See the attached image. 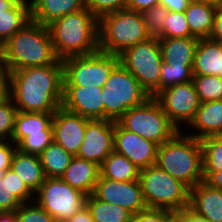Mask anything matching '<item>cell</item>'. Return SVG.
Returning a JSON list of instances; mask_svg holds the SVG:
<instances>
[{
  "mask_svg": "<svg viewBox=\"0 0 222 222\" xmlns=\"http://www.w3.org/2000/svg\"><path fill=\"white\" fill-rule=\"evenodd\" d=\"M16 149L17 146L11 140L0 141V170L10 169Z\"/></svg>",
  "mask_w": 222,
  "mask_h": 222,
  "instance_id": "obj_42",
  "label": "cell"
},
{
  "mask_svg": "<svg viewBox=\"0 0 222 222\" xmlns=\"http://www.w3.org/2000/svg\"><path fill=\"white\" fill-rule=\"evenodd\" d=\"M93 195L103 202L121 206L133 215L147 208L139 180L116 181L100 175Z\"/></svg>",
  "mask_w": 222,
  "mask_h": 222,
  "instance_id": "obj_13",
  "label": "cell"
},
{
  "mask_svg": "<svg viewBox=\"0 0 222 222\" xmlns=\"http://www.w3.org/2000/svg\"><path fill=\"white\" fill-rule=\"evenodd\" d=\"M117 123L127 131L136 133L158 146L170 140L179 131L154 97H150L140 106L128 109Z\"/></svg>",
  "mask_w": 222,
  "mask_h": 222,
  "instance_id": "obj_8",
  "label": "cell"
},
{
  "mask_svg": "<svg viewBox=\"0 0 222 222\" xmlns=\"http://www.w3.org/2000/svg\"><path fill=\"white\" fill-rule=\"evenodd\" d=\"M23 180L27 188L35 194L46 176L38 155L26 154L16 149L10 167Z\"/></svg>",
  "mask_w": 222,
  "mask_h": 222,
  "instance_id": "obj_24",
  "label": "cell"
},
{
  "mask_svg": "<svg viewBox=\"0 0 222 222\" xmlns=\"http://www.w3.org/2000/svg\"><path fill=\"white\" fill-rule=\"evenodd\" d=\"M149 38L141 12L126 8L98 20V50L101 52L119 55Z\"/></svg>",
  "mask_w": 222,
  "mask_h": 222,
  "instance_id": "obj_5",
  "label": "cell"
},
{
  "mask_svg": "<svg viewBox=\"0 0 222 222\" xmlns=\"http://www.w3.org/2000/svg\"><path fill=\"white\" fill-rule=\"evenodd\" d=\"M9 97V72L0 66V103Z\"/></svg>",
  "mask_w": 222,
  "mask_h": 222,
  "instance_id": "obj_46",
  "label": "cell"
},
{
  "mask_svg": "<svg viewBox=\"0 0 222 222\" xmlns=\"http://www.w3.org/2000/svg\"><path fill=\"white\" fill-rule=\"evenodd\" d=\"M194 37L189 29L184 12L168 11L163 20V31L160 38Z\"/></svg>",
  "mask_w": 222,
  "mask_h": 222,
  "instance_id": "obj_35",
  "label": "cell"
},
{
  "mask_svg": "<svg viewBox=\"0 0 222 222\" xmlns=\"http://www.w3.org/2000/svg\"><path fill=\"white\" fill-rule=\"evenodd\" d=\"M118 56L119 63L139 81L151 97H154L159 92L163 62L158 38H149L128 47Z\"/></svg>",
  "mask_w": 222,
  "mask_h": 222,
  "instance_id": "obj_9",
  "label": "cell"
},
{
  "mask_svg": "<svg viewBox=\"0 0 222 222\" xmlns=\"http://www.w3.org/2000/svg\"><path fill=\"white\" fill-rule=\"evenodd\" d=\"M86 197L61 178L46 177L34 194V201L54 219L68 220L86 205Z\"/></svg>",
  "mask_w": 222,
  "mask_h": 222,
  "instance_id": "obj_11",
  "label": "cell"
},
{
  "mask_svg": "<svg viewBox=\"0 0 222 222\" xmlns=\"http://www.w3.org/2000/svg\"><path fill=\"white\" fill-rule=\"evenodd\" d=\"M140 170L125 156L113 151L102 162L100 175L116 181L139 180Z\"/></svg>",
  "mask_w": 222,
  "mask_h": 222,
  "instance_id": "obj_28",
  "label": "cell"
},
{
  "mask_svg": "<svg viewBox=\"0 0 222 222\" xmlns=\"http://www.w3.org/2000/svg\"><path fill=\"white\" fill-rule=\"evenodd\" d=\"M158 41L164 62L169 65H193L198 38H158Z\"/></svg>",
  "mask_w": 222,
  "mask_h": 222,
  "instance_id": "obj_25",
  "label": "cell"
},
{
  "mask_svg": "<svg viewBox=\"0 0 222 222\" xmlns=\"http://www.w3.org/2000/svg\"><path fill=\"white\" fill-rule=\"evenodd\" d=\"M168 13V9L157 4L141 12L146 26L147 34L151 38H160L163 31V20Z\"/></svg>",
  "mask_w": 222,
  "mask_h": 222,
  "instance_id": "obj_37",
  "label": "cell"
},
{
  "mask_svg": "<svg viewBox=\"0 0 222 222\" xmlns=\"http://www.w3.org/2000/svg\"><path fill=\"white\" fill-rule=\"evenodd\" d=\"M53 140V131H41L28 134L16 146L23 153L39 156Z\"/></svg>",
  "mask_w": 222,
  "mask_h": 222,
  "instance_id": "obj_36",
  "label": "cell"
},
{
  "mask_svg": "<svg viewBox=\"0 0 222 222\" xmlns=\"http://www.w3.org/2000/svg\"><path fill=\"white\" fill-rule=\"evenodd\" d=\"M53 114L54 113L17 111L11 141L17 145L28 134L41 133V131H53Z\"/></svg>",
  "mask_w": 222,
  "mask_h": 222,
  "instance_id": "obj_27",
  "label": "cell"
},
{
  "mask_svg": "<svg viewBox=\"0 0 222 222\" xmlns=\"http://www.w3.org/2000/svg\"><path fill=\"white\" fill-rule=\"evenodd\" d=\"M172 213L166 209L146 208L135 213L131 222H164Z\"/></svg>",
  "mask_w": 222,
  "mask_h": 222,
  "instance_id": "obj_41",
  "label": "cell"
},
{
  "mask_svg": "<svg viewBox=\"0 0 222 222\" xmlns=\"http://www.w3.org/2000/svg\"><path fill=\"white\" fill-rule=\"evenodd\" d=\"M99 176L100 166L98 164L74 156L60 178L72 188L89 196L93 194Z\"/></svg>",
  "mask_w": 222,
  "mask_h": 222,
  "instance_id": "obj_20",
  "label": "cell"
},
{
  "mask_svg": "<svg viewBox=\"0 0 222 222\" xmlns=\"http://www.w3.org/2000/svg\"><path fill=\"white\" fill-rule=\"evenodd\" d=\"M34 201V194L11 168L0 179V212L16 211L22 203Z\"/></svg>",
  "mask_w": 222,
  "mask_h": 222,
  "instance_id": "obj_21",
  "label": "cell"
},
{
  "mask_svg": "<svg viewBox=\"0 0 222 222\" xmlns=\"http://www.w3.org/2000/svg\"><path fill=\"white\" fill-rule=\"evenodd\" d=\"M48 29L60 60L98 51V19L86 7L53 21Z\"/></svg>",
  "mask_w": 222,
  "mask_h": 222,
  "instance_id": "obj_2",
  "label": "cell"
},
{
  "mask_svg": "<svg viewBox=\"0 0 222 222\" xmlns=\"http://www.w3.org/2000/svg\"><path fill=\"white\" fill-rule=\"evenodd\" d=\"M57 60L48 26L33 20L4 43V67L8 72L50 65Z\"/></svg>",
  "mask_w": 222,
  "mask_h": 222,
  "instance_id": "obj_3",
  "label": "cell"
},
{
  "mask_svg": "<svg viewBox=\"0 0 222 222\" xmlns=\"http://www.w3.org/2000/svg\"><path fill=\"white\" fill-rule=\"evenodd\" d=\"M87 120L81 115L60 107L54 112L52 118L54 141L68 153L76 156L84 139Z\"/></svg>",
  "mask_w": 222,
  "mask_h": 222,
  "instance_id": "obj_17",
  "label": "cell"
},
{
  "mask_svg": "<svg viewBox=\"0 0 222 222\" xmlns=\"http://www.w3.org/2000/svg\"><path fill=\"white\" fill-rule=\"evenodd\" d=\"M69 222H94V219L92 217V214L85 205L82 207L75 215H73L70 219H68Z\"/></svg>",
  "mask_w": 222,
  "mask_h": 222,
  "instance_id": "obj_48",
  "label": "cell"
},
{
  "mask_svg": "<svg viewBox=\"0 0 222 222\" xmlns=\"http://www.w3.org/2000/svg\"><path fill=\"white\" fill-rule=\"evenodd\" d=\"M202 145L203 181L212 173L222 170V142L215 136L200 140Z\"/></svg>",
  "mask_w": 222,
  "mask_h": 222,
  "instance_id": "obj_32",
  "label": "cell"
},
{
  "mask_svg": "<svg viewBox=\"0 0 222 222\" xmlns=\"http://www.w3.org/2000/svg\"><path fill=\"white\" fill-rule=\"evenodd\" d=\"M164 222H181L180 218L173 212Z\"/></svg>",
  "mask_w": 222,
  "mask_h": 222,
  "instance_id": "obj_54",
  "label": "cell"
},
{
  "mask_svg": "<svg viewBox=\"0 0 222 222\" xmlns=\"http://www.w3.org/2000/svg\"><path fill=\"white\" fill-rule=\"evenodd\" d=\"M128 0H85V7L99 20L102 16L127 8Z\"/></svg>",
  "mask_w": 222,
  "mask_h": 222,
  "instance_id": "obj_40",
  "label": "cell"
},
{
  "mask_svg": "<svg viewBox=\"0 0 222 222\" xmlns=\"http://www.w3.org/2000/svg\"><path fill=\"white\" fill-rule=\"evenodd\" d=\"M53 217L35 201L22 203L16 210V222H51Z\"/></svg>",
  "mask_w": 222,
  "mask_h": 222,
  "instance_id": "obj_39",
  "label": "cell"
},
{
  "mask_svg": "<svg viewBox=\"0 0 222 222\" xmlns=\"http://www.w3.org/2000/svg\"><path fill=\"white\" fill-rule=\"evenodd\" d=\"M189 207L211 222H222V190L197 183L190 188Z\"/></svg>",
  "mask_w": 222,
  "mask_h": 222,
  "instance_id": "obj_18",
  "label": "cell"
},
{
  "mask_svg": "<svg viewBox=\"0 0 222 222\" xmlns=\"http://www.w3.org/2000/svg\"><path fill=\"white\" fill-rule=\"evenodd\" d=\"M204 182L210 187L222 190V170L218 172H212Z\"/></svg>",
  "mask_w": 222,
  "mask_h": 222,
  "instance_id": "obj_49",
  "label": "cell"
},
{
  "mask_svg": "<svg viewBox=\"0 0 222 222\" xmlns=\"http://www.w3.org/2000/svg\"><path fill=\"white\" fill-rule=\"evenodd\" d=\"M192 0H159L160 5L164 6L168 11L184 12Z\"/></svg>",
  "mask_w": 222,
  "mask_h": 222,
  "instance_id": "obj_45",
  "label": "cell"
},
{
  "mask_svg": "<svg viewBox=\"0 0 222 222\" xmlns=\"http://www.w3.org/2000/svg\"><path fill=\"white\" fill-rule=\"evenodd\" d=\"M158 145L114 122V151L128 158L140 171L155 165Z\"/></svg>",
  "mask_w": 222,
  "mask_h": 222,
  "instance_id": "obj_15",
  "label": "cell"
},
{
  "mask_svg": "<svg viewBox=\"0 0 222 222\" xmlns=\"http://www.w3.org/2000/svg\"><path fill=\"white\" fill-rule=\"evenodd\" d=\"M94 222H131L133 214L116 204H110L97 199L93 194L86 197Z\"/></svg>",
  "mask_w": 222,
  "mask_h": 222,
  "instance_id": "obj_30",
  "label": "cell"
},
{
  "mask_svg": "<svg viewBox=\"0 0 222 222\" xmlns=\"http://www.w3.org/2000/svg\"><path fill=\"white\" fill-rule=\"evenodd\" d=\"M6 170H0V179H3L4 173Z\"/></svg>",
  "mask_w": 222,
  "mask_h": 222,
  "instance_id": "obj_57",
  "label": "cell"
},
{
  "mask_svg": "<svg viewBox=\"0 0 222 222\" xmlns=\"http://www.w3.org/2000/svg\"><path fill=\"white\" fill-rule=\"evenodd\" d=\"M39 157L45 176L60 178L74 156L53 140Z\"/></svg>",
  "mask_w": 222,
  "mask_h": 222,
  "instance_id": "obj_29",
  "label": "cell"
},
{
  "mask_svg": "<svg viewBox=\"0 0 222 222\" xmlns=\"http://www.w3.org/2000/svg\"><path fill=\"white\" fill-rule=\"evenodd\" d=\"M192 82L201 103L222 100V77L193 75Z\"/></svg>",
  "mask_w": 222,
  "mask_h": 222,
  "instance_id": "obj_33",
  "label": "cell"
},
{
  "mask_svg": "<svg viewBox=\"0 0 222 222\" xmlns=\"http://www.w3.org/2000/svg\"><path fill=\"white\" fill-rule=\"evenodd\" d=\"M188 126L196 129L197 133L187 135L196 139L215 136L222 130V100L201 103Z\"/></svg>",
  "mask_w": 222,
  "mask_h": 222,
  "instance_id": "obj_23",
  "label": "cell"
},
{
  "mask_svg": "<svg viewBox=\"0 0 222 222\" xmlns=\"http://www.w3.org/2000/svg\"><path fill=\"white\" fill-rule=\"evenodd\" d=\"M51 222H69L68 220H64V219H52Z\"/></svg>",
  "mask_w": 222,
  "mask_h": 222,
  "instance_id": "obj_56",
  "label": "cell"
},
{
  "mask_svg": "<svg viewBox=\"0 0 222 222\" xmlns=\"http://www.w3.org/2000/svg\"><path fill=\"white\" fill-rule=\"evenodd\" d=\"M154 98L169 120L181 131L190 124L201 104L192 81L172 85L159 91Z\"/></svg>",
  "mask_w": 222,
  "mask_h": 222,
  "instance_id": "obj_12",
  "label": "cell"
},
{
  "mask_svg": "<svg viewBox=\"0 0 222 222\" xmlns=\"http://www.w3.org/2000/svg\"><path fill=\"white\" fill-rule=\"evenodd\" d=\"M103 87L63 86L62 107L74 114L104 119Z\"/></svg>",
  "mask_w": 222,
  "mask_h": 222,
  "instance_id": "obj_16",
  "label": "cell"
},
{
  "mask_svg": "<svg viewBox=\"0 0 222 222\" xmlns=\"http://www.w3.org/2000/svg\"><path fill=\"white\" fill-rule=\"evenodd\" d=\"M30 20L29 0H20L9 15H0V40L5 43Z\"/></svg>",
  "mask_w": 222,
  "mask_h": 222,
  "instance_id": "obj_31",
  "label": "cell"
},
{
  "mask_svg": "<svg viewBox=\"0 0 222 222\" xmlns=\"http://www.w3.org/2000/svg\"><path fill=\"white\" fill-rule=\"evenodd\" d=\"M215 137H216L220 142H222V130L219 131V132L215 135Z\"/></svg>",
  "mask_w": 222,
  "mask_h": 222,
  "instance_id": "obj_55",
  "label": "cell"
},
{
  "mask_svg": "<svg viewBox=\"0 0 222 222\" xmlns=\"http://www.w3.org/2000/svg\"><path fill=\"white\" fill-rule=\"evenodd\" d=\"M193 75L222 77V43L199 39L192 66Z\"/></svg>",
  "mask_w": 222,
  "mask_h": 222,
  "instance_id": "obj_22",
  "label": "cell"
},
{
  "mask_svg": "<svg viewBox=\"0 0 222 222\" xmlns=\"http://www.w3.org/2000/svg\"><path fill=\"white\" fill-rule=\"evenodd\" d=\"M155 164L189 188L194 187L203 181L200 139L179 130L170 140L158 146Z\"/></svg>",
  "mask_w": 222,
  "mask_h": 222,
  "instance_id": "obj_4",
  "label": "cell"
},
{
  "mask_svg": "<svg viewBox=\"0 0 222 222\" xmlns=\"http://www.w3.org/2000/svg\"><path fill=\"white\" fill-rule=\"evenodd\" d=\"M113 151L114 121L88 119L84 139L76 156L101 166L102 162Z\"/></svg>",
  "mask_w": 222,
  "mask_h": 222,
  "instance_id": "obj_14",
  "label": "cell"
},
{
  "mask_svg": "<svg viewBox=\"0 0 222 222\" xmlns=\"http://www.w3.org/2000/svg\"><path fill=\"white\" fill-rule=\"evenodd\" d=\"M119 56L97 51L90 55L71 56L62 60L63 86L104 87Z\"/></svg>",
  "mask_w": 222,
  "mask_h": 222,
  "instance_id": "obj_10",
  "label": "cell"
},
{
  "mask_svg": "<svg viewBox=\"0 0 222 222\" xmlns=\"http://www.w3.org/2000/svg\"><path fill=\"white\" fill-rule=\"evenodd\" d=\"M203 3H209L215 5L216 7H222V0H194Z\"/></svg>",
  "mask_w": 222,
  "mask_h": 222,
  "instance_id": "obj_52",
  "label": "cell"
},
{
  "mask_svg": "<svg viewBox=\"0 0 222 222\" xmlns=\"http://www.w3.org/2000/svg\"><path fill=\"white\" fill-rule=\"evenodd\" d=\"M20 0H0V15H9L11 10Z\"/></svg>",
  "mask_w": 222,
  "mask_h": 222,
  "instance_id": "obj_50",
  "label": "cell"
},
{
  "mask_svg": "<svg viewBox=\"0 0 222 222\" xmlns=\"http://www.w3.org/2000/svg\"><path fill=\"white\" fill-rule=\"evenodd\" d=\"M17 107L13 100L8 97L0 103V140H11Z\"/></svg>",
  "mask_w": 222,
  "mask_h": 222,
  "instance_id": "obj_38",
  "label": "cell"
},
{
  "mask_svg": "<svg viewBox=\"0 0 222 222\" xmlns=\"http://www.w3.org/2000/svg\"><path fill=\"white\" fill-rule=\"evenodd\" d=\"M0 66H4V42L0 40Z\"/></svg>",
  "mask_w": 222,
  "mask_h": 222,
  "instance_id": "obj_53",
  "label": "cell"
},
{
  "mask_svg": "<svg viewBox=\"0 0 222 222\" xmlns=\"http://www.w3.org/2000/svg\"><path fill=\"white\" fill-rule=\"evenodd\" d=\"M218 7L192 0L184 11L191 34L198 39L209 38Z\"/></svg>",
  "mask_w": 222,
  "mask_h": 222,
  "instance_id": "obj_26",
  "label": "cell"
},
{
  "mask_svg": "<svg viewBox=\"0 0 222 222\" xmlns=\"http://www.w3.org/2000/svg\"><path fill=\"white\" fill-rule=\"evenodd\" d=\"M209 39L222 43V7H218Z\"/></svg>",
  "mask_w": 222,
  "mask_h": 222,
  "instance_id": "obj_44",
  "label": "cell"
},
{
  "mask_svg": "<svg viewBox=\"0 0 222 222\" xmlns=\"http://www.w3.org/2000/svg\"><path fill=\"white\" fill-rule=\"evenodd\" d=\"M84 8L85 0H29L31 20L44 26Z\"/></svg>",
  "mask_w": 222,
  "mask_h": 222,
  "instance_id": "obj_19",
  "label": "cell"
},
{
  "mask_svg": "<svg viewBox=\"0 0 222 222\" xmlns=\"http://www.w3.org/2000/svg\"><path fill=\"white\" fill-rule=\"evenodd\" d=\"M174 213L180 218L181 222H211L209 219L196 213L189 206L175 211Z\"/></svg>",
  "mask_w": 222,
  "mask_h": 222,
  "instance_id": "obj_43",
  "label": "cell"
},
{
  "mask_svg": "<svg viewBox=\"0 0 222 222\" xmlns=\"http://www.w3.org/2000/svg\"><path fill=\"white\" fill-rule=\"evenodd\" d=\"M158 3L159 0H128L127 9L142 12Z\"/></svg>",
  "mask_w": 222,
  "mask_h": 222,
  "instance_id": "obj_47",
  "label": "cell"
},
{
  "mask_svg": "<svg viewBox=\"0 0 222 222\" xmlns=\"http://www.w3.org/2000/svg\"><path fill=\"white\" fill-rule=\"evenodd\" d=\"M9 97L20 112L54 113L63 101L62 60L9 72Z\"/></svg>",
  "mask_w": 222,
  "mask_h": 222,
  "instance_id": "obj_1",
  "label": "cell"
},
{
  "mask_svg": "<svg viewBox=\"0 0 222 222\" xmlns=\"http://www.w3.org/2000/svg\"><path fill=\"white\" fill-rule=\"evenodd\" d=\"M192 66L193 65H169L163 61L160 70L159 91L172 85L192 81Z\"/></svg>",
  "mask_w": 222,
  "mask_h": 222,
  "instance_id": "obj_34",
  "label": "cell"
},
{
  "mask_svg": "<svg viewBox=\"0 0 222 222\" xmlns=\"http://www.w3.org/2000/svg\"><path fill=\"white\" fill-rule=\"evenodd\" d=\"M104 119L117 122L124 113L146 102L151 96L120 63L110 73L102 90Z\"/></svg>",
  "mask_w": 222,
  "mask_h": 222,
  "instance_id": "obj_7",
  "label": "cell"
},
{
  "mask_svg": "<svg viewBox=\"0 0 222 222\" xmlns=\"http://www.w3.org/2000/svg\"><path fill=\"white\" fill-rule=\"evenodd\" d=\"M0 222H16V211L0 212Z\"/></svg>",
  "mask_w": 222,
  "mask_h": 222,
  "instance_id": "obj_51",
  "label": "cell"
},
{
  "mask_svg": "<svg viewBox=\"0 0 222 222\" xmlns=\"http://www.w3.org/2000/svg\"><path fill=\"white\" fill-rule=\"evenodd\" d=\"M139 181L147 208L175 212L189 206L190 188L156 164L141 170Z\"/></svg>",
  "mask_w": 222,
  "mask_h": 222,
  "instance_id": "obj_6",
  "label": "cell"
}]
</instances>
